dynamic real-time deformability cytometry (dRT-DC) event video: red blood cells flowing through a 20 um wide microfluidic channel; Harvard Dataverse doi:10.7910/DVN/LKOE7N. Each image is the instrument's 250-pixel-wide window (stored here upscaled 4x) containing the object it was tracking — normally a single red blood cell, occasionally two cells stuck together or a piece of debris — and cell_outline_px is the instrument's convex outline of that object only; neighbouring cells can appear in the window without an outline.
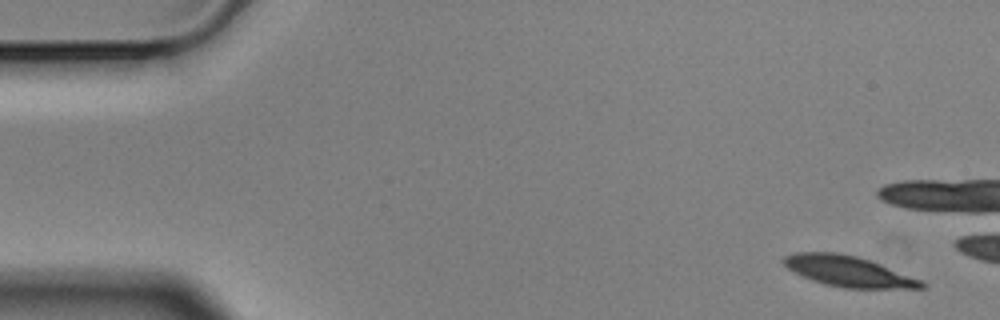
{"species": "Egyptian fruit bat (a non-hibernating species)", "species_latin": "Rousettus aegyptiacus", "temperature_condition": "cold", "stored_images_in_passage": 15, "camera_frame_rate_fps": 3000, "um_per_image_px": 0.085, "animal": {"sex": "male"}, "frame": {"image": 1, "passage_image": 1, "time_ms": 0.0, "image_size_px": [1000, 320], "cell_outline_px": [[928, 284], [924, 288], [844, 288], [824, 284], [812, 280], [788, 268], [780, 260], [784, 256], [796, 252], [840, 252], [856, 256], [880, 264], [920, 280]], "centroid_in_image_um": [72.08, 23.05], "position_along_channel_um": 12.9, "area_um2": 24.33}}